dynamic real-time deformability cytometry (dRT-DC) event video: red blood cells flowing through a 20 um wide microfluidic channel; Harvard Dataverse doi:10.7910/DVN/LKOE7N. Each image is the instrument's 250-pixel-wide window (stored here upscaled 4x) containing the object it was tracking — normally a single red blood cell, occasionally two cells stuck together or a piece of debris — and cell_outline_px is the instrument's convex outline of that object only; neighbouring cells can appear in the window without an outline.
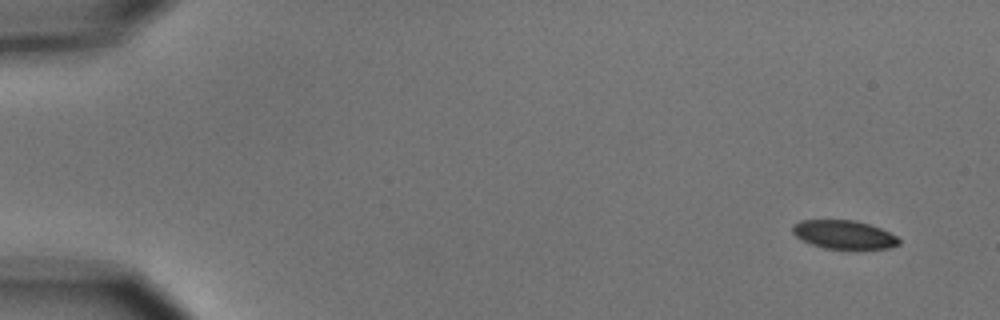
{"species": "common noctule bat (a hibernating species)", "species_latin": "Nyctalus noctula", "temperature_condition": "cold", "stored_images_in_passage": 10, "camera_frame_rate_fps": 3000, "um_per_image_px": 0.085, "animal": {"sex": "male", "body_mass_g": 15.6}, "frame": {"image": 1, "passage_image": 1, "time_ms": 0.0, "image_size_px": [1000, 320], "cell_outline_px": [[900, 244], [888, 248], [824, 248], [812, 244], [796, 236], [792, 232], [792, 224], [800, 220], [856, 220], [880, 228], [896, 236], [900, 240]], "centroid_in_image_um": [71.71, 19.92], "position_along_channel_um": 13.3, "area_um2": 17.46}}
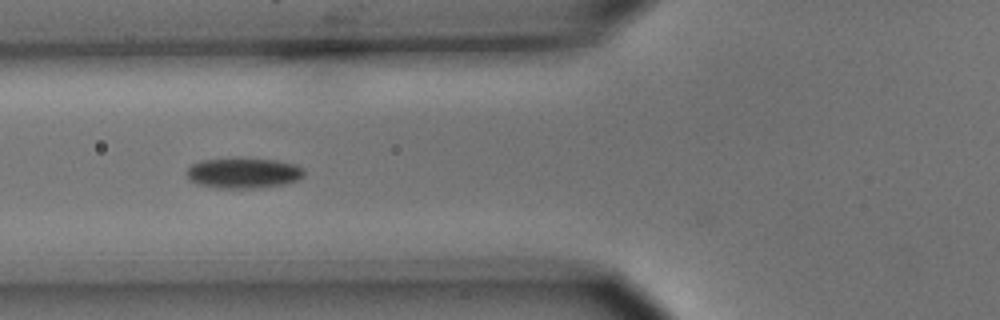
{"frame": {"image": 2, "passage_image": 6, "time_ms": 6.0, "image_size_px": [1000, 320], "cell_outline_px": [[304, 176], [300, 180], [284, 184], [260, 188], [212, 188], [196, 184], [188, 180], [184, 172], [192, 164], [200, 160], [236, 156], [276, 160], [296, 164], [304, 168]], "centroid_in_image_um": [20.66, 14.68], "position_along_channel_um": 105.1, "area_um2": 21.91}}
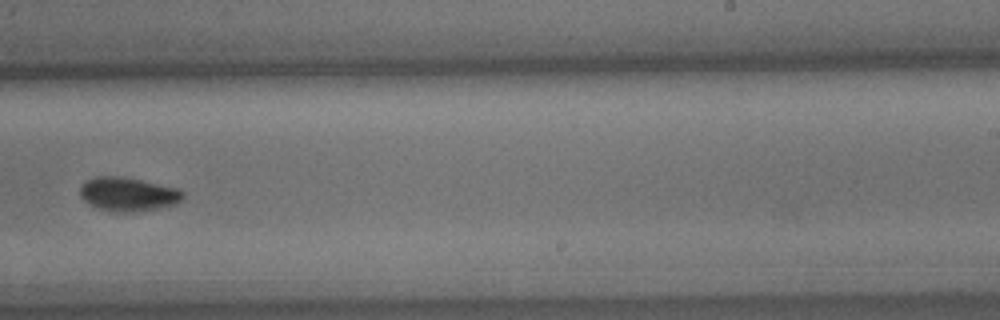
{"frame": {"image": 3, "passage_image": 10, "time_ms": 10.667, "image_size_px": [1000, 320], "cell_outline_px": [[184, 196], [176, 204], [160, 208], [140, 212], [112, 212], [100, 208], [84, 200], [80, 196], [80, 184], [84, 180], [92, 176], [120, 176], [180, 188], [184, 192]], "centroid_in_image_um": [10.88, 16.5], "position_along_channel_um": 278.1, "area_um2": 20.58}}